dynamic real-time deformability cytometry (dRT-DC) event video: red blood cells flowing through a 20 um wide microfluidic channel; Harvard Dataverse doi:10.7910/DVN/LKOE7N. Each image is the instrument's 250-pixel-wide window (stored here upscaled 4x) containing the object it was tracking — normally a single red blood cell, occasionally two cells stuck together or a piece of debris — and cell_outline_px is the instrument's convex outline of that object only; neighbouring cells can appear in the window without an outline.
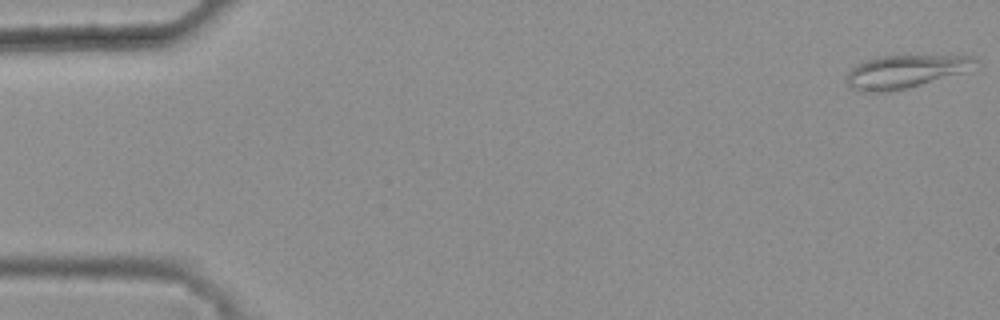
{"species": "common noctule bat (a hibernating species)", "species_latin": "Nyctalus noctula", "temperature_condition": "warm", "stored_images_in_passage": 17, "camera_frame_rate_fps": 3000, "um_per_image_px": 0.085, "animal": {"sex": "female", "body_mass_g": 25.1}, "frame": {"image": 1, "passage_image": 1, "time_ms": 0.0, "image_size_px": [1000, 320], "cell_outline_px": [[980, 60], [960, 72], [920, 84], [892, 92], [860, 92], [852, 88], [844, 80], [848, 72], [856, 64], [864, 60], [880, 56], [972, 56]], "centroid_in_image_um": [76.79, 6.09], "position_along_channel_um": 8.2, "area_um2": 24.22}}